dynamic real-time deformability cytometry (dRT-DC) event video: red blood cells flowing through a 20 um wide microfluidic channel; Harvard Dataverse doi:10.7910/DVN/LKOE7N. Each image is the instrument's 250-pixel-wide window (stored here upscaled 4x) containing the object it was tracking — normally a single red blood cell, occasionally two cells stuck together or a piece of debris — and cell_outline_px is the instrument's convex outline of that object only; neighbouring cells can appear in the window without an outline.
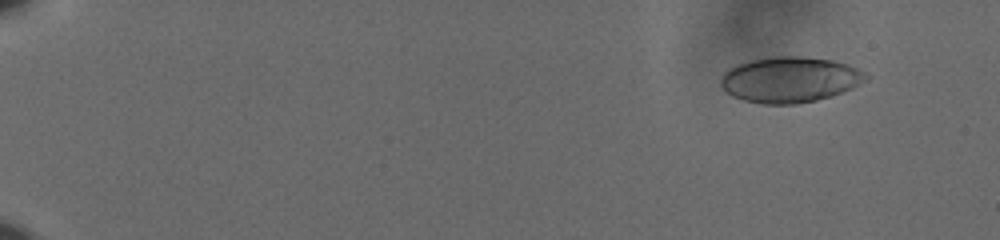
{"species": "human", "species_latin": "Homo sapiens", "temperature_condition": "cold", "stored_images_in_passage": 60, "camera_frame_rate_fps": 3000, "um_per_image_px": 0.085, "donor": {"sex": "male"}, "frame": {"image": 1, "passage_image": 7, "time_ms": 2.0, "image_size_px": [1000, 240], "cell_outline_px": [[868, 80], [852, 88], [816, 100], [796, 104], [760, 104], [744, 100], [732, 96], [720, 84], [720, 80], [724, 72], [728, 68], [736, 64], [748, 60], [772, 56], [800, 56], [832, 60], [856, 68], [864, 72], [868, 76]], "centroid_in_image_um": [67.1, 6.76], "position_along_channel_um": 17.9, "area_um2": 38.55}}
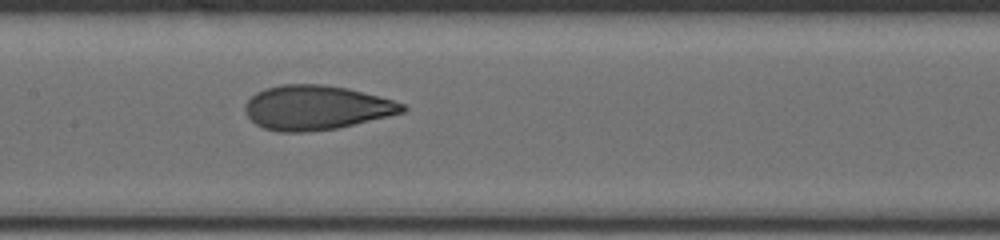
{"frame": {"image": 2, "passage_image": 34, "time_ms": 11.0, "image_size_px": [1000, 240], "cell_outline_px": [[408, 108], [404, 112], [388, 116], [336, 128], [304, 132], [280, 132], [264, 128], [256, 124], [248, 116], [244, 108], [244, 104], [256, 92], [264, 88], [280, 84], [320, 84], [348, 88], [392, 100], [404, 104]], "centroid_in_image_um": [26.85, 9.14], "position_along_channel_um": 180.6, "area_um2": 40.52}}
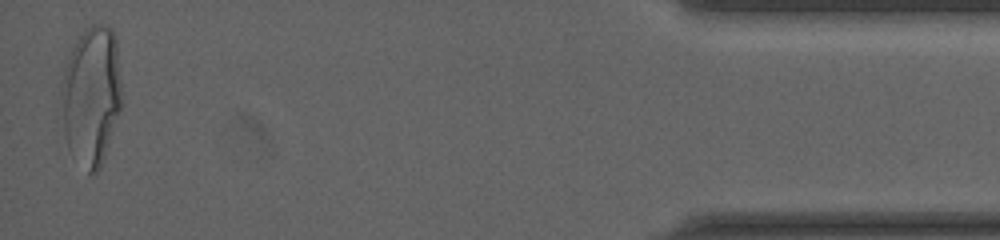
{"frame": {"image": 3, "passage_image": 60, "time_ms": 19.667, "image_size_px": [1000, 240], "cell_outline_px": [[120, 108], [100, 168], [96, 172], [88, 176], [68, 148], [64, 132], [60, 92], [60, 84], [68, 56], [72, 48], [84, 28], [92, 24], [100, 24], [112, 28], [116, 36], [120, 80]], "centroid_in_image_um": [7.73, 8.12], "position_along_channel_um": 427.5, "area_um2": 49.01}, "authors_computed_cell_mechanics": {"area_um2": 39.2462, "velocity_mm_per_s": 3.6391, "shape_relaxation_time_tau1_ms": 6.8821, "shape_relaxation_time_tau2_ms": 0.9163, "deformation_change_tau1": 0.2081, "deformation_change_tau2": 0.0658}}